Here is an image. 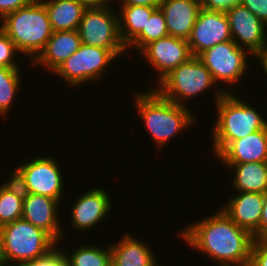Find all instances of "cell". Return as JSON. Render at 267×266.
I'll list each match as a JSON object with an SVG mask.
<instances>
[{
    "label": "cell",
    "mask_w": 267,
    "mask_h": 266,
    "mask_svg": "<svg viewBox=\"0 0 267 266\" xmlns=\"http://www.w3.org/2000/svg\"><path fill=\"white\" fill-rule=\"evenodd\" d=\"M178 234L190 248L218 262L217 266L250 265L253 235L238 227L221 209L190 223Z\"/></svg>",
    "instance_id": "6da1fadb"
},
{
    "label": "cell",
    "mask_w": 267,
    "mask_h": 266,
    "mask_svg": "<svg viewBox=\"0 0 267 266\" xmlns=\"http://www.w3.org/2000/svg\"><path fill=\"white\" fill-rule=\"evenodd\" d=\"M134 105L138 109L145 128L153 138L156 148L162 149L182 129L196 123L192 110L162 97L154 88L135 92ZM179 132V133H178Z\"/></svg>",
    "instance_id": "7a4b0ae2"
},
{
    "label": "cell",
    "mask_w": 267,
    "mask_h": 266,
    "mask_svg": "<svg viewBox=\"0 0 267 266\" xmlns=\"http://www.w3.org/2000/svg\"><path fill=\"white\" fill-rule=\"evenodd\" d=\"M217 121L213 125L212 151L218 156L232 141L243 138L255 131L264 129L267 120L246 101L233 92L224 93L215 103ZM263 116V117H262Z\"/></svg>",
    "instance_id": "3957f363"
},
{
    "label": "cell",
    "mask_w": 267,
    "mask_h": 266,
    "mask_svg": "<svg viewBox=\"0 0 267 266\" xmlns=\"http://www.w3.org/2000/svg\"><path fill=\"white\" fill-rule=\"evenodd\" d=\"M0 22L1 29L14 42L17 50L22 55L31 56V61L44 49L53 33L45 4L41 0H33L7 14Z\"/></svg>",
    "instance_id": "277c9868"
},
{
    "label": "cell",
    "mask_w": 267,
    "mask_h": 266,
    "mask_svg": "<svg viewBox=\"0 0 267 266\" xmlns=\"http://www.w3.org/2000/svg\"><path fill=\"white\" fill-rule=\"evenodd\" d=\"M58 243L23 218L0 227V256L5 262L34 261Z\"/></svg>",
    "instance_id": "5b68a950"
},
{
    "label": "cell",
    "mask_w": 267,
    "mask_h": 266,
    "mask_svg": "<svg viewBox=\"0 0 267 266\" xmlns=\"http://www.w3.org/2000/svg\"><path fill=\"white\" fill-rule=\"evenodd\" d=\"M154 88L162 97L178 105L185 106L183 101L200 96L206 90L216 87L211 72L197 56L181 63L165 76ZM216 85V86H215ZM159 86V87H158ZM205 91V92H204ZM185 99V100H184Z\"/></svg>",
    "instance_id": "8992f818"
},
{
    "label": "cell",
    "mask_w": 267,
    "mask_h": 266,
    "mask_svg": "<svg viewBox=\"0 0 267 266\" xmlns=\"http://www.w3.org/2000/svg\"><path fill=\"white\" fill-rule=\"evenodd\" d=\"M251 55L246 49L239 47L233 40L218 43L212 48L202 52L198 57L205 67L211 72L217 88L214 91V103H216L224 93H230L228 89L218 88L219 82L227 85H235L237 81L246 75L248 59ZM218 90V91H217Z\"/></svg>",
    "instance_id": "52a82bcc"
},
{
    "label": "cell",
    "mask_w": 267,
    "mask_h": 266,
    "mask_svg": "<svg viewBox=\"0 0 267 266\" xmlns=\"http://www.w3.org/2000/svg\"><path fill=\"white\" fill-rule=\"evenodd\" d=\"M55 159L50 156L34 157L12 170L10 175L21 186L24 193L48 196L61 201L64 176Z\"/></svg>",
    "instance_id": "ba28073f"
},
{
    "label": "cell",
    "mask_w": 267,
    "mask_h": 266,
    "mask_svg": "<svg viewBox=\"0 0 267 266\" xmlns=\"http://www.w3.org/2000/svg\"><path fill=\"white\" fill-rule=\"evenodd\" d=\"M110 6L86 9L78 33L83 44L108 49L118 58L127 47L120 37L118 13Z\"/></svg>",
    "instance_id": "9c48e42d"
},
{
    "label": "cell",
    "mask_w": 267,
    "mask_h": 266,
    "mask_svg": "<svg viewBox=\"0 0 267 266\" xmlns=\"http://www.w3.org/2000/svg\"><path fill=\"white\" fill-rule=\"evenodd\" d=\"M116 59L117 57L108 49L82 43L53 74L60 76L72 88L93 80L99 82Z\"/></svg>",
    "instance_id": "30bf717a"
},
{
    "label": "cell",
    "mask_w": 267,
    "mask_h": 266,
    "mask_svg": "<svg viewBox=\"0 0 267 266\" xmlns=\"http://www.w3.org/2000/svg\"><path fill=\"white\" fill-rule=\"evenodd\" d=\"M232 40L251 56L267 49V25L249 9L235 4L226 11Z\"/></svg>",
    "instance_id": "8fae6325"
},
{
    "label": "cell",
    "mask_w": 267,
    "mask_h": 266,
    "mask_svg": "<svg viewBox=\"0 0 267 266\" xmlns=\"http://www.w3.org/2000/svg\"><path fill=\"white\" fill-rule=\"evenodd\" d=\"M232 40L226 12L201 8L187 40L193 56L218 43Z\"/></svg>",
    "instance_id": "7c38bea8"
},
{
    "label": "cell",
    "mask_w": 267,
    "mask_h": 266,
    "mask_svg": "<svg viewBox=\"0 0 267 266\" xmlns=\"http://www.w3.org/2000/svg\"><path fill=\"white\" fill-rule=\"evenodd\" d=\"M148 64L154 67L158 72L160 82L172 70L177 68L181 63L188 61L193 57L187 40L167 35L147 44L139 52Z\"/></svg>",
    "instance_id": "4fadbf2b"
},
{
    "label": "cell",
    "mask_w": 267,
    "mask_h": 266,
    "mask_svg": "<svg viewBox=\"0 0 267 266\" xmlns=\"http://www.w3.org/2000/svg\"><path fill=\"white\" fill-rule=\"evenodd\" d=\"M109 195L107 190L95 187L79 196L70 209L73 229L90 230L106 219L113 206Z\"/></svg>",
    "instance_id": "5bb4252c"
},
{
    "label": "cell",
    "mask_w": 267,
    "mask_h": 266,
    "mask_svg": "<svg viewBox=\"0 0 267 266\" xmlns=\"http://www.w3.org/2000/svg\"><path fill=\"white\" fill-rule=\"evenodd\" d=\"M60 201L38 194H24L22 218L47 232L57 243L63 240V227L59 223ZM61 239V240H60Z\"/></svg>",
    "instance_id": "9a60e30c"
},
{
    "label": "cell",
    "mask_w": 267,
    "mask_h": 266,
    "mask_svg": "<svg viewBox=\"0 0 267 266\" xmlns=\"http://www.w3.org/2000/svg\"><path fill=\"white\" fill-rule=\"evenodd\" d=\"M228 198L221 210L238 226L254 235L260 226L264 194L256 192H236Z\"/></svg>",
    "instance_id": "2e32d148"
},
{
    "label": "cell",
    "mask_w": 267,
    "mask_h": 266,
    "mask_svg": "<svg viewBox=\"0 0 267 266\" xmlns=\"http://www.w3.org/2000/svg\"><path fill=\"white\" fill-rule=\"evenodd\" d=\"M159 8L169 35L188 40L202 8L201 0H162Z\"/></svg>",
    "instance_id": "e0dca14e"
},
{
    "label": "cell",
    "mask_w": 267,
    "mask_h": 266,
    "mask_svg": "<svg viewBox=\"0 0 267 266\" xmlns=\"http://www.w3.org/2000/svg\"><path fill=\"white\" fill-rule=\"evenodd\" d=\"M216 158L221 163L267 162V126L232 141Z\"/></svg>",
    "instance_id": "ac0fdd59"
},
{
    "label": "cell",
    "mask_w": 267,
    "mask_h": 266,
    "mask_svg": "<svg viewBox=\"0 0 267 266\" xmlns=\"http://www.w3.org/2000/svg\"><path fill=\"white\" fill-rule=\"evenodd\" d=\"M81 44L78 30L53 31L44 49L30 64L44 66L47 71L54 72Z\"/></svg>",
    "instance_id": "d6986e66"
},
{
    "label": "cell",
    "mask_w": 267,
    "mask_h": 266,
    "mask_svg": "<svg viewBox=\"0 0 267 266\" xmlns=\"http://www.w3.org/2000/svg\"><path fill=\"white\" fill-rule=\"evenodd\" d=\"M119 242L111 244V266H152L157 262L153 249L144 241L125 233Z\"/></svg>",
    "instance_id": "ffe728a7"
},
{
    "label": "cell",
    "mask_w": 267,
    "mask_h": 266,
    "mask_svg": "<svg viewBox=\"0 0 267 266\" xmlns=\"http://www.w3.org/2000/svg\"><path fill=\"white\" fill-rule=\"evenodd\" d=\"M233 170L232 185L236 192H267V162L223 163Z\"/></svg>",
    "instance_id": "44dd1931"
},
{
    "label": "cell",
    "mask_w": 267,
    "mask_h": 266,
    "mask_svg": "<svg viewBox=\"0 0 267 266\" xmlns=\"http://www.w3.org/2000/svg\"><path fill=\"white\" fill-rule=\"evenodd\" d=\"M46 7L53 31L78 30L87 9L76 0H41Z\"/></svg>",
    "instance_id": "7402d4cb"
},
{
    "label": "cell",
    "mask_w": 267,
    "mask_h": 266,
    "mask_svg": "<svg viewBox=\"0 0 267 266\" xmlns=\"http://www.w3.org/2000/svg\"><path fill=\"white\" fill-rule=\"evenodd\" d=\"M117 12L119 32L122 42L127 46L143 29H146L147 18L159 6L120 5Z\"/></svg>",
    "instance_id": "603a6c76"
},
{
    "label": "cell",
    "mask_w": 267,
    "mask_h": 266,
    "mask_svg": "<svg viewBox=\"0 0 267 266\" xmlns=\"http://www.w3.org/2000/svg\"><path fill=\"white\" fill-rule=\"evenodd\" d=\"M24 194L11 175L0 185V227L22 218Z\"/></svg>",
    "instance_id": "cb8c5ba5"
},
{
    "label": "cell",
    "mask_w": 267,
    "mask_h": 266,
    "mask_svg": "<svg viewBox=\"0 0 267 266\" xmlns=\"http://www.w3.org/2000/svg\"><path fill=\"white\" fill-rule=\"evenodd\" d=\"M106 246L84 244L72 249L71 254L64 250L63 253L68 266H111V248Z\"/></svg>",
    "instance_id": "d4e9b609"
},
{
    "label": "cell",
    "mask_w": 267,
    "mask_h": 266,
    "mask_svg": "<svg viewBox=\"0 0 267 266\" xmlns=\"http://www.w3.org/2000/svg\"><path fill=\"white\" fill-rule=\"evenodd\" d=\"M169 35L166 27L164 14L158 7L147 18L146 29H143L126 47L127 52L131 48H136L140 52L147 44ZM134 46V47H133Z\"/></svg>",
    "instance_id": "484cf974"
},
{
    "label": "cell",
    "mask_w": 267,
    "mask_h": 266,
    "mask_svg": "<svg viewBox=\"0 0 267 266\" xmlns=\"http://www.w3.org/2000/svg\"><path fill=\"white\" fill-rule=\"evenodd\" d=\"M20 68L0 66V116L9 113L21 85Z\"/></svg>",
    "instance_id": "4316f807"
},
{
    "label": "cell",
    "mask_w": 267,
    "mask_h": 266,
    "mask_svg": "<svg viewBox=\"0 0 267 266\" xmlns=\"http://www.w3.org/2000/svg\"><path fill=\"white\" fill-rule=\"evenodd\" d=\"M16 54L21 55V53L17 50L14 42L0 27V66L20 68L18 66V62L14 60Z\"/></svg>",
    "instance_id": "83f0119b"
},
{
    "label": "cell",
    "mask_w": 267,
    "mask_h": 266,
    "mask_svg": "<svg viewBox=\"0 0 267 266\" xmlns=\"http://www.w3.org/2000/svg\"><path fill=\"white\" fill-rule=\"evenodd\" d=\"M57 246L59 245L57 244L46 255L38 257L36 260L31 262L34 266H65L67 263L63 250Z\"/></svg>",
    "instance_id": "f1b7e54d"
},
{
    "label": "cell",
    "mask_w": 267,
    "mask_h": 266,
    "mask_svg": "<svg viewBox=\"0 0 267 266\" xmlns=\"http://www.w3.org/2000/svg\"><path fill=\"white\" fill-rule=\"evenodd\" d=\"M250 266H267V239L254 240Z\"/></svg>",
    "instance_id": "f546056e"
},
{
    "label": "cell",
    "mask_w": 267,
    "mask_h": 266,
    "mask_svg": "<svg viewBox=\"0 0 267 266\" xmlns=\"http://www.w3.org/2000/svg\"><path fill=\"white\" fill-rule=\"evenodd\" d=\"M240 4L267 25V0H241Z\"/></svg>",
    "instance_id": "4dcf8cb0"
},
{
    "label": "cell",
    "mask_w": 267,
    "mask_h": 266,
    "mask_svg": "<svg viewBox=\"0 0 267 266\" xmlns=\"http://www.w3.org/2000/svg\"><path fill=\"white\" fill-rule=\"evenodd\" d=\"M33 0H0V19L2 20L7 14L28 5Z\"/></svg>",
    "instance_id": "1f68e13d"
},
{
    "label": "cell",
    "mask_w": 267,
    "mask_h": 266,
    "mask_svg": "<svg viewBox=\"0 0 267 266\" xmlns=\"http://www.w3.org/2000/svg\"><path fill=\"white\" fill-rule=\"evenodd\" d=\"M241 0H201L202 8L207 10L226 11Z\"/></svg>",
    "instance_id": "d6a6232c"
},
{
    "label": "cell",
    "mask_w": 267,
    "mask_h": 266,
    "mask_svg": "<svg viewBox=\"0 0 267 266\" xmlns=\"http://www.w3.org/2000/svg\"><path fill=\"white\" fill-rule=\"evenodd\" d=\"M254 240L267 239V192L264 193V202L259 230L253 235Z\"/></svg>",
    "instance_id": "836d02e7"
},
{
    "label": "cell",
    "mask_w": 267,
    "mask_h": 266,
    "mask_svg": "<svg viewBox=\"0 0 267 266\" xmlns=\"http://www.w3.org/2000/svg\"><path fill=\"white\" fill-rule=\"evenodd\" d=\"M113 1V0H112ZM119 5L159 6L162 0H114Z\"/></svg>",
    "instance_id": "e575fe53"
},
{
    "label": "cell",
    "mask_w": 267,
    "mask_h": 266,
    "mask_svg": "<svg viewBox=\"0 0 267 266\" xmlns=\"http://www.w3.org/2000/svg\"><path fill=\"white\" fill-rule=\"evenodd\" d=\"M77 2L84 5L87 9L91 8H103L109 6L112 0H76Z\"/></svg>",
    "instance_id": "d590c367"
},
{
    "label": "cell",
    "mask_w": 267,
    "mask_h": 266,
    "mask_svg": "<svg viewBox=\"0 0 267 266\" xmlns=\"http://www.w3.org/2000/svg\"><path fill=\"white\" fill-rule=\"evenodd\" d=\"M254 57H256L257 62L259 64H261L260 66L262 67L264 74L266 75L265 77H267V49H264L262 52L257 53L256 55H254Z\"/></svg>",
    "instance_id": "8d00e7d4"
},
{
    "label": "cell",
    "mask_w": 267,
    "mask_h": 266,
    "mask_svg": "<svg viewBox=\"0 0 267 266\" xmlns=\"http://www.w3.org/2000/svg\"><path fill=\"white\" fill-rule=\"evenodd\" d=\"M6 266H34L31 261L6 262Z\"/></svg>",
    "instance_id": "74e56055"
},
{
    "label": "cell",
    "mask_w": 267,
    "mask_h": 266,
    "mask_svg": "<svg viewBox=\"0 0 267 266\" xmlns=\"http://www.w3.org/2000/svg\"><path fill=\"white\" fill-rule=\"evenodd\" d=\"M0 266H6V262L3 260L1 256H0Z\"/></svg>",
    "instance_id": "f35d334b"
}]
</instances>
